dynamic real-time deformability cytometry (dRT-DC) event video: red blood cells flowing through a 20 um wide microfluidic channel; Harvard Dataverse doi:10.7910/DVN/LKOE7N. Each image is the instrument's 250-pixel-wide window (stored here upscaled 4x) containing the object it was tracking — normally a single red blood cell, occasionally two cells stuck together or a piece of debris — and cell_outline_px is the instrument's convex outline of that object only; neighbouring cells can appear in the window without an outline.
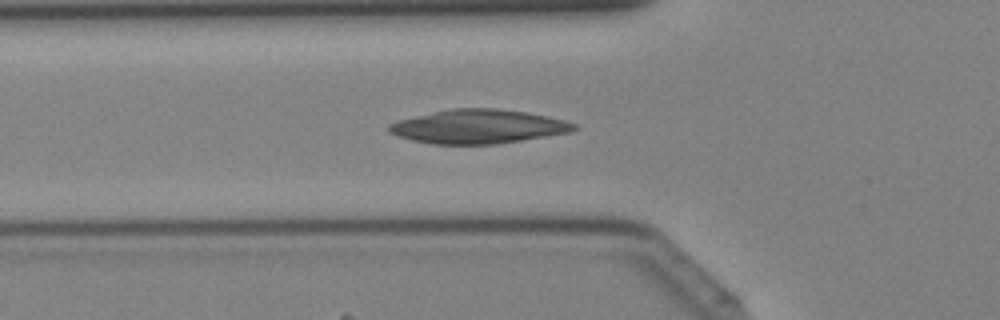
{"species": "Egyptian fruit bat (a non-hibernating species)", "species_latin": "Rousettus aegyptiacus", "temperature_condition": "cold", "stored_images_in_passage": 31, "camera_frame_rate_fps": 3000, "um_per_image_px": 0.085, "animal": {"sex": "female"}, "frame": {"image": 1, "passage_image": 4, "time_ms": 1.0, "image_size_px": [1000, 320], "cell_outline_px": [[580, 128], [572, 132], [496, 144], [432, 144], [412, 140], [388, 132], [388, 124], [400, 120], [432, 112], [452, 108], [496, 108], [524, 112], [548, 116], [564, 120], [576, 124]], "centroid_in_image_um": [40.69, 10.76], "position_along_channel_um": 85.1, "area_um2": 36.47}}
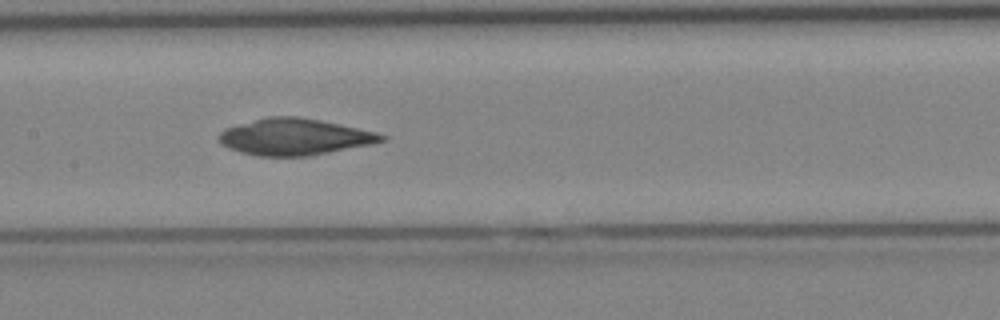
{"frame": {"image": 2, "passage_image": 10, "time_ms": 3.0, "image_size_px": [1000, 320], "cell_outline_px": [[388, 140], [372, 144], [308, 156], [256, 156], [240, 152], [228, 148], [216, 140], [220, 132], [224, 128], [268, 116], [296, 116], [320, 120], [376, 132], [388, 136]], "centroid_in_image_um": [25.02, 11.63], "position_along_channel_um": 182.4, "area_um2": 34.68}}
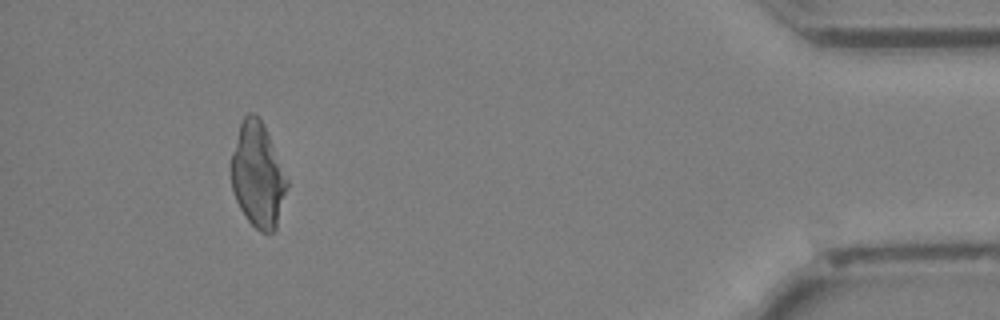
{"frame": {"image": 3, "passage_image": 28, "time_ms": 9.0, "image_size_px": [1000, 320], "cell_outline_px": [[288, 188], [276, 232], [260, 232], [248, 220], [240, 208], [236, 200], [232, 188], [232, 152], [240, 124], [244, 116], [248, 112], [252, 112], [264, 124], [288, 180]], "centroid_in_image_um": [21.93, 14.92], "position_along_channel_um": 413.3, "area_um2": 33.93}}